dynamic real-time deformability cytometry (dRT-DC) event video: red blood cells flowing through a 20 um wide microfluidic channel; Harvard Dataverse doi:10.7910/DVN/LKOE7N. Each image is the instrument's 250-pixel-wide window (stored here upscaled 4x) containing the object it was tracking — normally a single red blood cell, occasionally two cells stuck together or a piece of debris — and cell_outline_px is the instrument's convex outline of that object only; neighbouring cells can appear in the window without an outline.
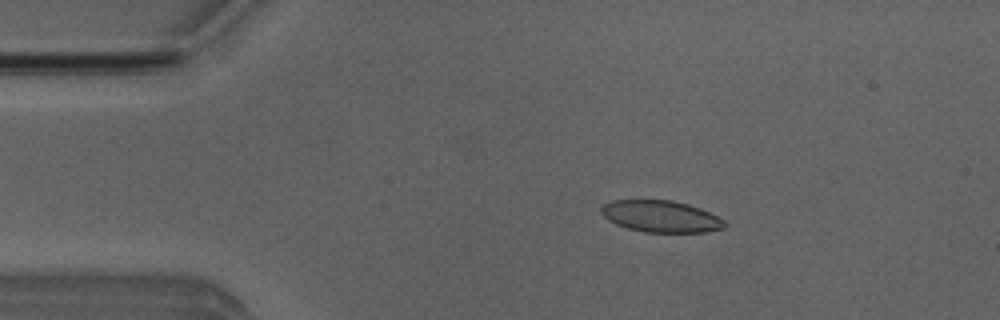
{"species": "Egyptian fruit bat (a non-hibernating species)", "species_latin": "Rousettus aegyptiacus", "temperature_condition": "room temperature", "stored_images_in_passage": 51, "camera_frame_rate_fps": 3000, "um_per_image_px": 0.085, "animal": {"sex": "male"}, "frame": {"image": 1, "passage_image": 9, "time_ms": 2.667, "image_size_px": [1000, 320], "cell_outline_px": [[728, 224], [724, 228], [704, 232], [644, 232], [628, 228], [616, 224], [608, 220], [600, 212], [600, 208], [604, 204], [612, 200], [672, 200], [688, 204], [700, 208], [724, 220]], "centroid_in_image_um": [56.16, 18.39], "position_along_channel_um": 28.8, "area_um2": 22.77}}
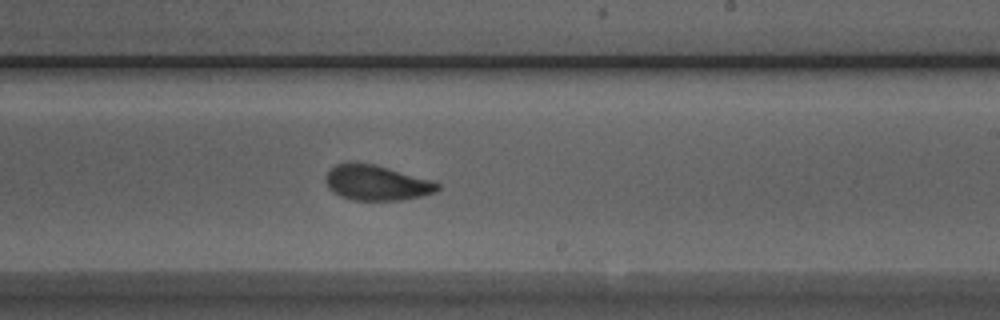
{"frame": {"image": 2, "passage_image": 30, "time_ms": 9.667, "image_size_px": [1000, 320], "cell_outline_px": [[440, 188], [436, 192], [420, 196], [400, 200], [352, 200], [340, 196], [332, 192], [328, 188], [324, 180], [328, 172], [336, 164], [348, 160], [376, 164], [432, 180], [440, 184]], "centroid_in_image_um": [31.97, 15.51], "position_along_channel_um": 257.0, "area_um2": 23.35}}
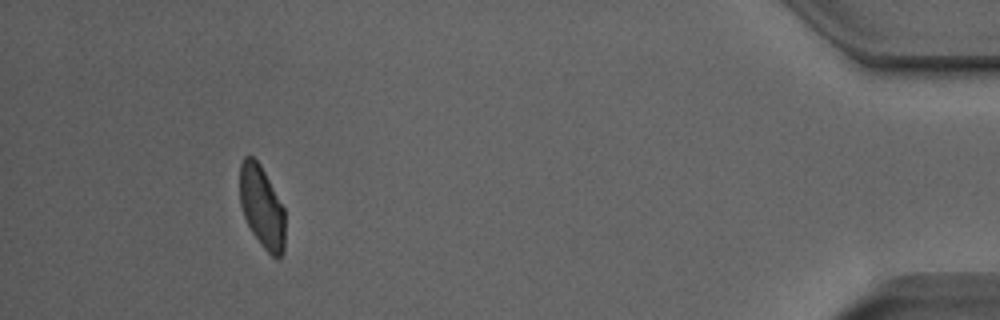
{"frame": {"image": 3, "passage_image": 47, "time_ms": 15.333, "image_size_px": [1000, 320], "cell_outline_px": [[284, 252], [280, 260], [272, 256], [260, 244], [252, 232], [244, 216], [240, 204], [240, 164], [244, 156], [252, 156], [260, 164], [284, 208]], "centroid_in_image_um": [22.26, 17.61], "position_along_channel_um": 412.9, "area_um2": 21.62}, "authors_computed_cell_mechanics": {"area_um2": 23.2934, "velocity_mm_per_s": 3.9856, "shape_relaxation_time_tau1_ms": 6.4748, "shape_relaxation_time_tau2_ms": 0.9502, "deformation_change_tau1": 0.1656, "deformation_change_tau2": 0.074}}